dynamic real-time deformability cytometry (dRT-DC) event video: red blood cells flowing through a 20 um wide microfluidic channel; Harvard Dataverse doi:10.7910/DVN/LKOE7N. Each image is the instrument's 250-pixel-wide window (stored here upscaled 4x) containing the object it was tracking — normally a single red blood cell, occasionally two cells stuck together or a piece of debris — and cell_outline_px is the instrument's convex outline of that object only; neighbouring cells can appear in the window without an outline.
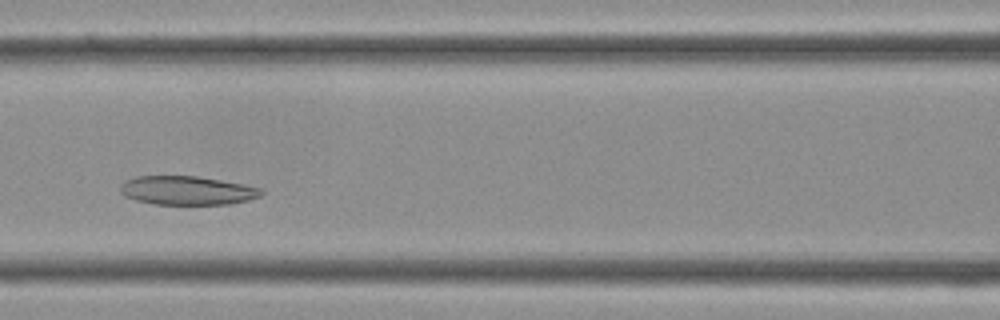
{"species": "Egyptian fruit bat (a non-hibernating species)", "species_latin": "Rousettus aegyptiacus", "temperature_condition": "cold", "stored_images_in_passage": 30, "camera_frame_rate_fps": 3000, "um_per_image_px": 0.085, "frame": {"image": 1, "passage_image": 10, "time_ms": 3.0, "image_size_px": [1000, 320], "cell_outline_px": [[264, 192], [260, 196], [248, 200], [232, 204], [156, 204], [136, 200], [124, 196], [120, 192], [120, 184], [124, 180], [136, 176], [196, 176], [244, 184], [260, 188]], "centroid_in_image_um": [15.88, 16.19], "position_along_channel_um": 150.7, "area_um2": 23.7}}
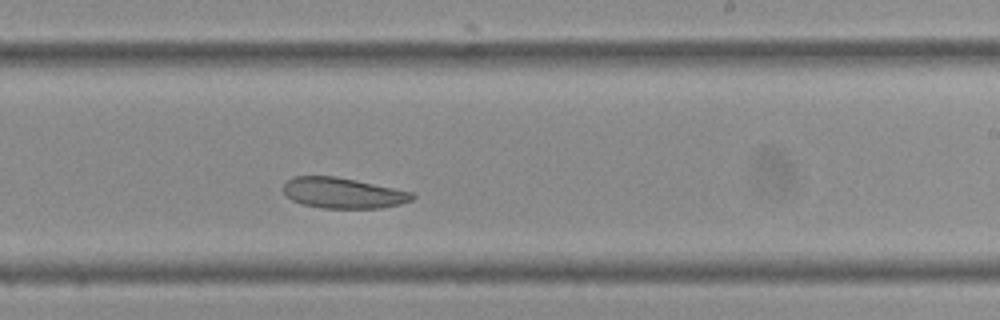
{"frame": {"image": 2, "passage_image": 16, "time_ms": 5.0, "image_size_px": [1000, 320], "cell_outline_px": [[416, 196], [412, 200], [400, 204], [380, 208], [324, 208], [304, 204], [292, 200], [284, 192], [284, 184], [292, 176], [336, 176], [356, 180], [412, 192]], "centroid_in_image_um": [29.16, 16.4], "position_along_channel_um": 259.8, "area_um2": 22.83}}
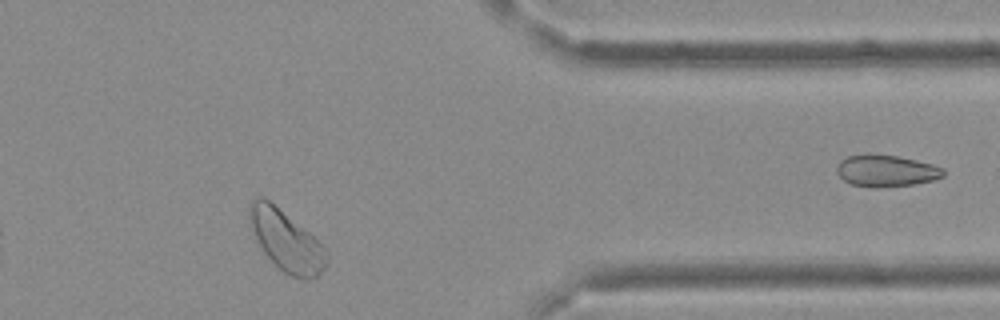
{"frame": {"image": 3, "passage_image": 24, "time_ms": 7.667, "image_size_px": [1000, 320], "cell_outline_px": [[328, 264], [316, 276], [308, 280], [304, 280], [292, 276], [284, 272], [264, 252], [248, 220], [248, 204], [256, 196], [260, 196], [268, 200], [308, 232], [328, 252]], "centroid_in_image_um": [24.32, 20.46], "position_along_channel_um": 387.1, "area_um2": 26.59}}